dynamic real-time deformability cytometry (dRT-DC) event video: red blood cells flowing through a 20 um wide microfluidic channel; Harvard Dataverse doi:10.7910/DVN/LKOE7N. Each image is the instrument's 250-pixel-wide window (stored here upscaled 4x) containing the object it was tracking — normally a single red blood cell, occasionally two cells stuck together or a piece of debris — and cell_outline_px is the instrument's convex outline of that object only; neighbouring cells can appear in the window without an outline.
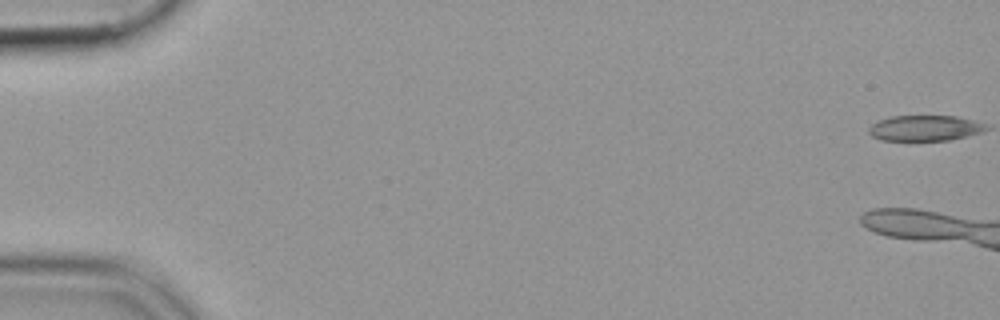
{"species": "common noctule bat (a hibernating species)", "species_latin": "Nyctalus noctula", "temperature_condition": "cold", "stored_images_in_passage": 10, "camera_frame_rate_fps": 3000, "um_per_image_px": 0.085, "animal": {"sex": "female", "body_mass_g": 19.9}, "frame": {"image": 1, "passage_image": 1, "time_ms": 0.0, "image_size_px": [1000, 320], "cell_outline_px": [[976, 128], [972, 132], [960, 136], [944, 140], [888, 140], [876, 136], [872, 132], [872, 128], [876, 124], [884, 120], [900, 116], [948, 116], [964, 120]], "centroid_in_image_um": [78.37, 10.9], "position_along_channel_um": 6.6, "area_um2": 14.85}}